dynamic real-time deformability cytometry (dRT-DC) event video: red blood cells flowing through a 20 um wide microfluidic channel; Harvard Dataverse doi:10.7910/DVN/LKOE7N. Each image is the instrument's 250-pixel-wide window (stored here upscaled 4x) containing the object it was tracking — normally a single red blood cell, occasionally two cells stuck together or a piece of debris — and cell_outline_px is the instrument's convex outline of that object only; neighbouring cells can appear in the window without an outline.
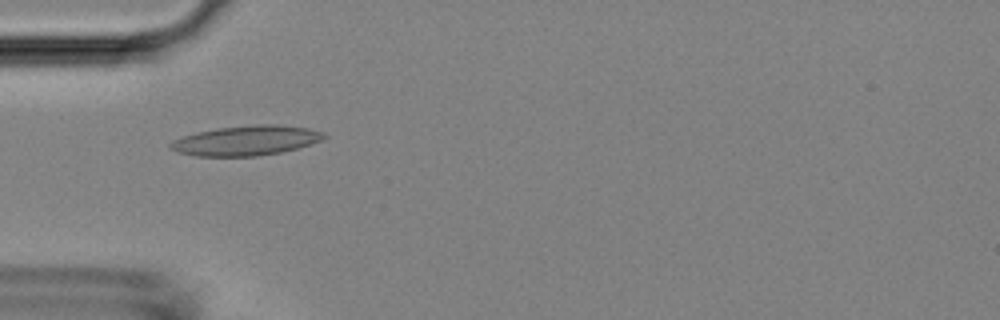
{"species": "Egyptian fruit bat (a non-hibernating species)", "species_latin": "Rousettus aegyptiacus", "temperature_condition": "room temperature", "stored_images_in_passage": 7, "camera_frame_rate_fps": 3000, "um_per_image_px": 0.085, "animal": {"sex": "female"}, "frame": {"image": 1, "passage_image": 5, "time_ms": 4.667, "image_size_px": [1000, 320], "cell_outline_px": [[328, 136], [320, 140], [296, 148], [280, 152], [256, 156], [196, 156], [176, 152], [168, 148], [168, 144], [172, 140], [184, 136], [216, 128], [256, 124], [276, 124], [308, 128], [324, 132]], "centroid_in_image_um": [20.89, 11.94], "position_along_channel_um": 64.1, "area_um2": 26.59}}
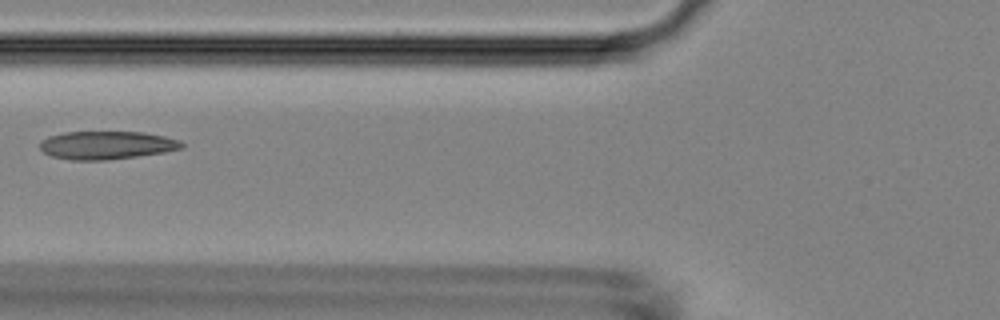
{"frame": {"image": 2, "passage_image": 6, "time_ms": 6.0, "image_size_px": [1000, 320], "cell_outline_px": [[184, 148], [164, 152], [108, 160], [72, 160], [52, 156], [44, 152], [40, 148], [40, 140], [48, 136], [64, 132], [140, 132], [164, 136], [180, 140], [184, 144]], "centroid_in_image_um": [9.06, 12.34], "position_along_channel_um": 116.7, "area_um2": 23.24}}